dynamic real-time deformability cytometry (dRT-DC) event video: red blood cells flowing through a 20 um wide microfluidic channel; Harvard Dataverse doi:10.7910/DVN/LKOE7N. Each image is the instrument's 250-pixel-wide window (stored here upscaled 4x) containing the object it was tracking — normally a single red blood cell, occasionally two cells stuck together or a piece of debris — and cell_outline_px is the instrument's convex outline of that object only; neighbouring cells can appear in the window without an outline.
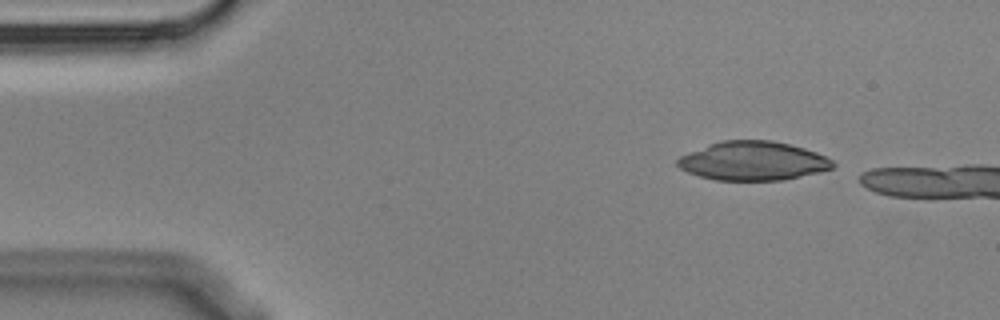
{"species": "Egyptian fruit bat (a non-hibernating species)", "species_latin": "Rousettus aegyptiacus", "temperature_condition": "cold", "stored_images_in_passage": 2, "camera_frame_rate_fps": 3000, "um_per_image_px": 0.085, "animal": {"sex": "male"}, "frame": {"image": 1, "passage_image": 1, "time_ms": 0.0, "image_size_px": [1000, 320], "cell_outline_px": [[836, 164], [832, 168], [820, 172], [784, 180], [716, 180], [700, 176], [688, 172], [680, 168], [676, 164], [676, 160], [680, 156], [708, 144], [720, 140], [772, 140], [804, 148], [816, 152], [832, 160]], "centroid_in_image_um": [64.0, 13.68], "position_along_channel_um": 21.0, "area_um2": 35.2}}